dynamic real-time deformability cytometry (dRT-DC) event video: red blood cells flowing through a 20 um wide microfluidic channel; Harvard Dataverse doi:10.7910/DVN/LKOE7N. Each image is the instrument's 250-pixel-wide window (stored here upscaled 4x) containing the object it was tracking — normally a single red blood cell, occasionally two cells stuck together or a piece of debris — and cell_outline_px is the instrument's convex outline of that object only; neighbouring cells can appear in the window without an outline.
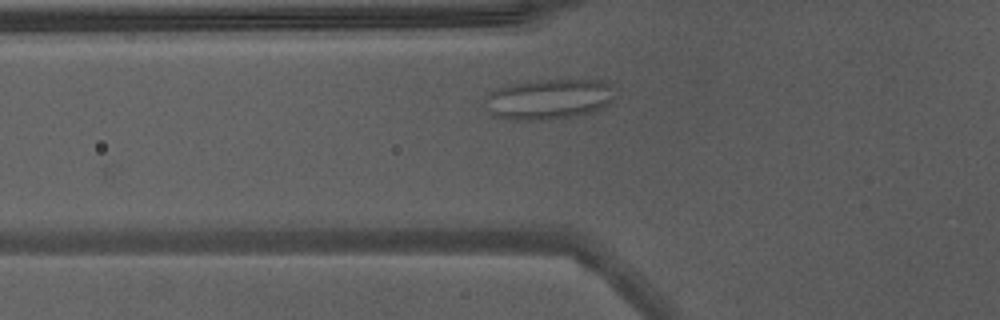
{"species": "Egyptian fruit bat (a non-hibernating species)", "species_latin": "Rousettus aegyptiacus", "temperature_condition": "warm", "stored_images_in_passage": 8, "camera_frame_rate_fps": 3000, "um_per_image_px": 0.085, "animal": {"sex": "male"}, "frame": {"image": 1, "passage_image": 3, "time_ms": 0.667, "image_size_px": [1000, 320], "cell_outline_px": [[616, 100], [612, 104], [604, 108], [592, 112], [572, 116], [536, 120], [516, 120], [492, 116], [484, 100], [492, 92], [508, 84], [540, 80], [600, 80], [608, 84], [616, 96]], "centroid_in_image_um": [46.7, 8.43], "position_along_channel_um": 79.1, "area_um2": 30.52}}